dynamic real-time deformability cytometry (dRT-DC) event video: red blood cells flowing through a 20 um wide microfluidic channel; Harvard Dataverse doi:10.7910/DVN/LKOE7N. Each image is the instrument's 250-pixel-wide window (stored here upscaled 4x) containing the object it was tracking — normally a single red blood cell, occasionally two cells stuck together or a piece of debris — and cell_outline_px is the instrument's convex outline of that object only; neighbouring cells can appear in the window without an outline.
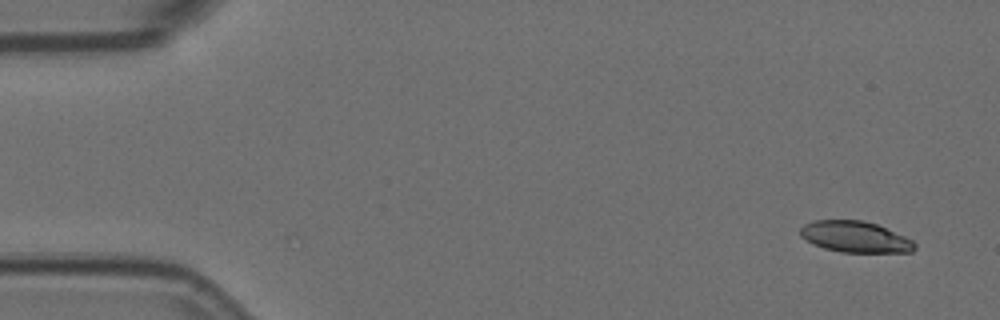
{"species": "Egyptian fruit bat (a non-hibernating species)", "species_latin": "Rousettus aegyptiacus", "temperature_condition": "room temperature", "stored_images_in_passage": 4, "camera_frame_rate_fps": 3000, "um_per_image_px": 0.085, "animal": {"sex": "female"}, "frame": {"image": 1, "passage_image": 1, "time_ms": 0.0, "image_size_px": [1000, 320], "cell_outline_px": [[916, 248], [912, 252], [840, 252], [824, 248], [812, 244], [800, 236], [800, 228], [804, 224], [812, 220], [860, 220], [876, 224], [904, 236], [912, 240], [916, 244]], "centroid_in_image_um": [72.66, 20.13], "position_along_channel_um": 12.3, "area_um2": 20.75}}